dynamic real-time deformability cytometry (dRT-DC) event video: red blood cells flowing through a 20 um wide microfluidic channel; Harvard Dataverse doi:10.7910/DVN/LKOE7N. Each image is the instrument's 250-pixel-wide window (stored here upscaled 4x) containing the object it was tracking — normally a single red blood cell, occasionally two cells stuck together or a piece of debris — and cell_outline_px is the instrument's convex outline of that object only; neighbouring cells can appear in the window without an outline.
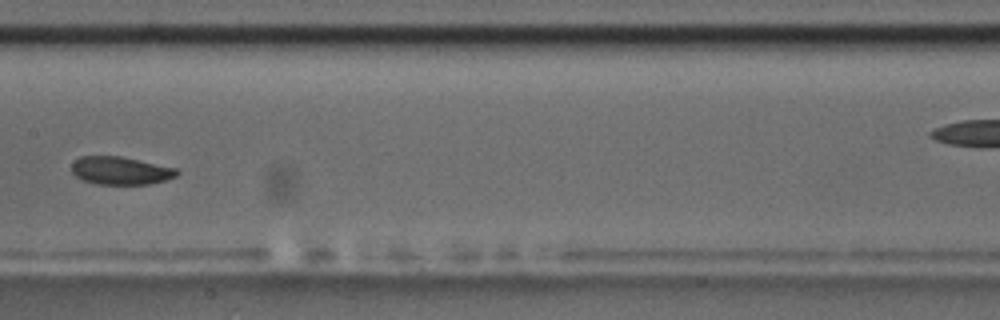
{"species": "common noctule bat (a hibernating species)", "species_latin": "Nyctalus noctula", "temperature_condition": "room temperature", "stored_images_in_passage": 9, "segment_of_instrument_passage": [1, 2], "camera_frame_rate_fps": 3000, "um_per_image_px": 0.085, "animal": {"sex": "male", "body_mass_g": 17.5, "forearm_length_mm": 52.3}, "frame": {"image": 1, "passage_image": 8, "time_ms": 8.0, "image_size_px": [1000, 320], "cell_outline_px": [[180, 172], [176, 176], [164, 180], [148, 184], [96, 184], [84, 180], [76, 176], [72, 172], [72, 164], [80, 156], [120, 156], [176, 168]], "centroid_in_image_um": [10.24, 14.5], "position_along_channel_um": 197.2, "area_um2": 16.94}}